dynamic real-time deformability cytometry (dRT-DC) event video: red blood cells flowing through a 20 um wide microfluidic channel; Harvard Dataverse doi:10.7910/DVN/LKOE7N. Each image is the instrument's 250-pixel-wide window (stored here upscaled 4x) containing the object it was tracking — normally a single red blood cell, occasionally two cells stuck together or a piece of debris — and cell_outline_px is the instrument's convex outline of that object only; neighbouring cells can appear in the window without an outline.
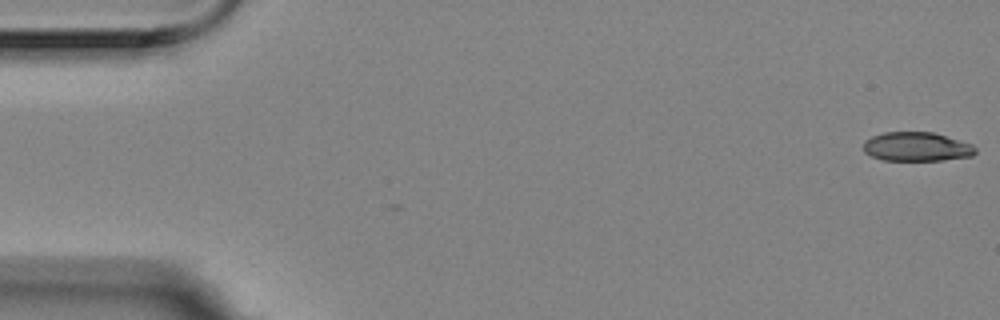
{"species": "Egyptian fruit bat (a non-hibernating species)", "species_latin": "Rousettus aegyptiacus", "temperature_condition": "room temperature", "stored_images_in_passage": 4, "camera_frame_rate_fps": 3000, "um_per_image_px": 0.085, "animal": {"sex": "female"}, "frame": {"image": 1, "passage_image": 1, "time_ms": 0.0, "image_size_px": [1000, 320], "cell_outline_px": [[976, 152], [972, 156], [944, 160], [884, 160], [872, 156], [864, 152], [864, 140], [872, 136], [884, 132], [932, 132], [972, 144], [976, 148]], "centroid_in_image_um": [77.91, 12.47], "position_along_channel_um": 7.1, "area_um2": 18.9}}